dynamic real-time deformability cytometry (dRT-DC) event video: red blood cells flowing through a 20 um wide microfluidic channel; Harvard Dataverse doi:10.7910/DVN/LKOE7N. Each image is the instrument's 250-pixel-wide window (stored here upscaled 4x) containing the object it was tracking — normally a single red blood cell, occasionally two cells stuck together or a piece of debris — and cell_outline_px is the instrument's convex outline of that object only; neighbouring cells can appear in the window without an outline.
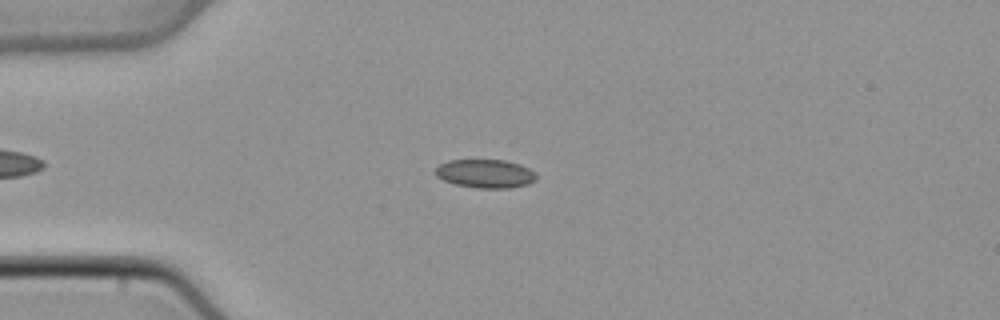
{"species": "common noctule bat (a hibernating species)", "species_latin": "Nyctalus noctula", "temperature_condition": "cold", "stored_images_in_passage": 38, "camera_frame_rate_fps": 3000, "um_per_image_px": 0.085, "animal": {"sex": "male", "body_mass_g": 21.5, "forearm_length_mm": 52.0}, "frame": {"image": 1, "passage_image": 2, "time_ms": 0.333, "image_size_px": [1000, 320], "cell_outline_px": [[536, 180], [528, 184], [508, 188], [476, 188], [456, 184], [444, 180], [436, 176], [436, 168], [440, 164], [448, 160], [504, 160], [520, 164], [528, 168], [536, 176]], "centroid_in_image_um": [41.25, 14.76], "position_along_channel_um": 43.8, "area_um2": 16.65}}
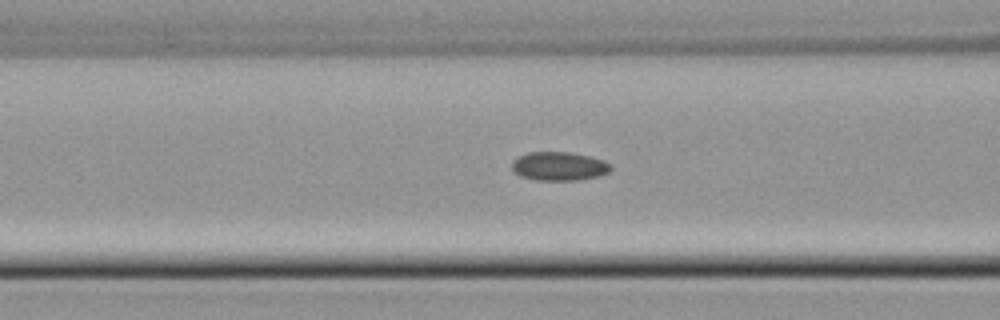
{"frame": {"image": 2, "passage_image": 9, "time_ms": 2.667, "image_size_px": [1000, 320], "cell_outline_px": [[612, 168], [608, 172], [600, 176], [576, 180], [536, 180], [520, 176], [512, 168], [512, 160], [528, 152], [568, 152], [592, 156], [604, 160], [612, 164]], "centroid_in_image_um": [47.56, 14.12], "position_along_channel_um": 119.0, "area_um2": 16.65}}
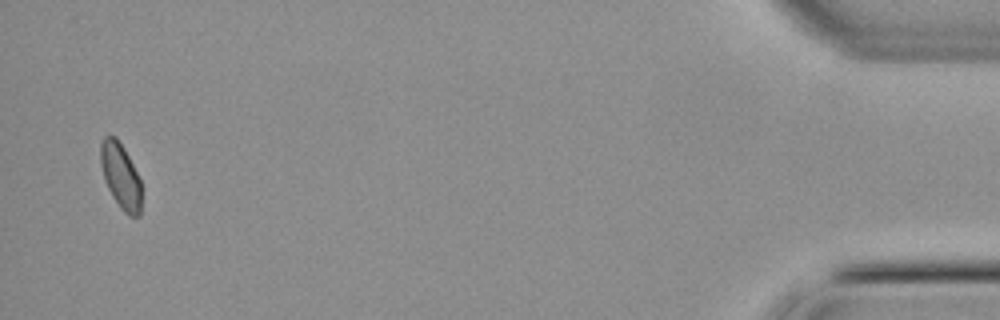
{"frame": {"image": 3, "passage_image": 37, "time_ms": 12.0, "image_size_px": [1000, 320], "cell_outline_px": [[140, 216], [128, 216], [120, 208], [112, 196], [108, 188], [100, 164], [100, 140], [104, 136], [116, 136], [124, 148], [140, 180]], "centroid_in_image_um": [10.23, 14.93], "position_along_channel_um": 425.0, "area_um2": 15.43}}